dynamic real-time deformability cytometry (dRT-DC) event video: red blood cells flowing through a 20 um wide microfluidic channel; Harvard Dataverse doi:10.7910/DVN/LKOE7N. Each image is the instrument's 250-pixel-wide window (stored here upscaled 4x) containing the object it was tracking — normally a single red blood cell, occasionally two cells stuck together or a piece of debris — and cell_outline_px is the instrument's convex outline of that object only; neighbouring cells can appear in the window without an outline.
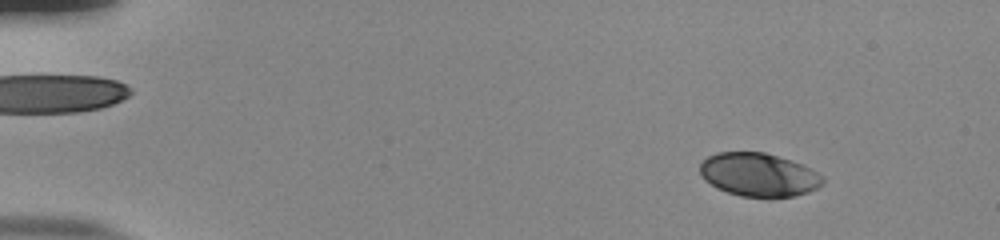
{"species": "human", "species_latin": "Homo sapiens", "temperature_condition": "room temperature", "stored_images_in_passage": 55, "camera_frame_rate_fps": 3000, "um_per_image_px": 0.085, "donor": {"sex": "male"}, "frame": {"image": 1, "passage_image": 8, "time_ms": 2.333, "image_size_px": [1000, 240], "cell_outline_px": [[820, 184], [804, 192], [792, 196], [744, 196], [728, 192], [712, 184], [700, 172], [700, 164], [708, 156], [720, 152], [764, 152], [788, 160], [804, 168], [820, 180]], "centroid_in_image_um": [64.33, 14.83], "position_along_channel_um": 20.7, "area_um2": 29.07}}
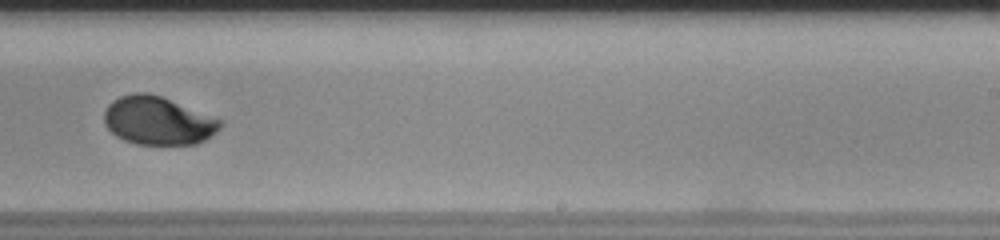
{"frame": {"image": 2, "passage_image": 37, "time_ms": 12.0, "image_size_px": [1000, 240], "cell_outline_px": [[220, 124], [208, 136], [192, 144], [140, 144], [128, 140], [112, 132], [108, 128], [104, 120], [104, 112], [116, 100], [124, 96], [160, 96], [220, 120]], "centroid_in_image_um": [13.4, 10.3], "position_along_channel_um": 275.6, "area_um2": 30.29}}
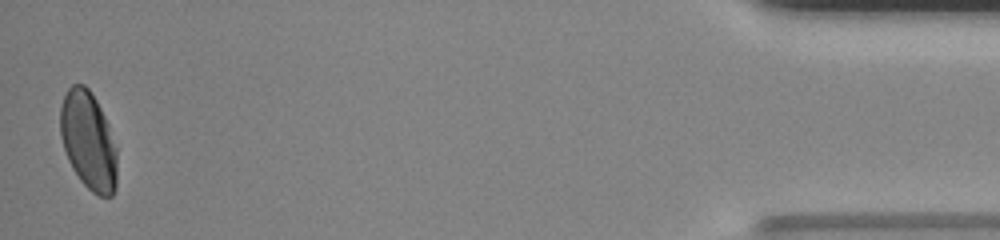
{"frame": {"image": 3, "passage_image": 55, "time_ms": 18.0, "image_size_px": [1000, 240], "cell_outline_px": [[116, 184], [112, 196], [100, 196], [92, 192], [80, 180], [64, 148], [60, 132], [60, 108], [64, 96], [68, 88], [72, 84], [84, 84], [88, 88], [96, 100], [100, 108], [116, 152]], "centroid_in_image_um": [7.49, 11.95], "position_along_channel_um": 427.7, "area_um2": 31.5}, "authors_computed_cell_mechanics": {"area_um2": 30.634, "velocity_mm_per_s": 3.8502, "shape_relaxation_time_tau1_ms": 4.2517, "shape_relaxation_time_tau2_ms": null, "deformation_change_tau1": 0.1552, "deformation_change_tau2": null}}